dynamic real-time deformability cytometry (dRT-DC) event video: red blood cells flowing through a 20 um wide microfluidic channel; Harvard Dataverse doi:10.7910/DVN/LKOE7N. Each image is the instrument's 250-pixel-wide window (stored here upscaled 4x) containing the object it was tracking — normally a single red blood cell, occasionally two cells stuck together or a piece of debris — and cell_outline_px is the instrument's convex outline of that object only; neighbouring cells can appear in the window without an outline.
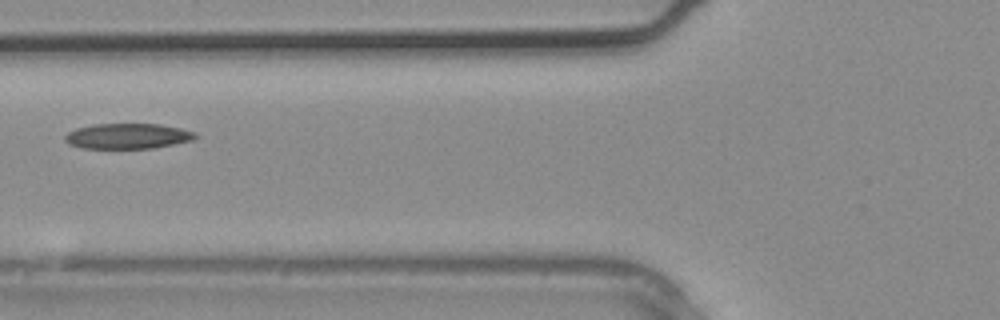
{"species": "common noctule bat (a hibernating species)", "species_latin": "Nyctalus noctula", "temperature_condition": "warm", "stored_images_in_passage": 5, "camera_frame_rate_fps": 3000, "um_per_image_px": 0.085, "animal": {"sex": "male", "body_mass_g": 20.4}, "frame": {"image": 1, "passage_image": 5, "time_ms": 1.333, "image_size_px": [1000, 320], "cell_outline_px": [[200, 136], [192, 140], [152, 148], [80, 148], [68, 144], [64, 140], [64, 136], [68, 132], [76, 128], [96, 124], [160, 124], [180, 128], [196, 132]], "centroid_in_image_um": [10.84, 11.57], "position_along_channel_um": 115.0, "area_um2": 19.31}}